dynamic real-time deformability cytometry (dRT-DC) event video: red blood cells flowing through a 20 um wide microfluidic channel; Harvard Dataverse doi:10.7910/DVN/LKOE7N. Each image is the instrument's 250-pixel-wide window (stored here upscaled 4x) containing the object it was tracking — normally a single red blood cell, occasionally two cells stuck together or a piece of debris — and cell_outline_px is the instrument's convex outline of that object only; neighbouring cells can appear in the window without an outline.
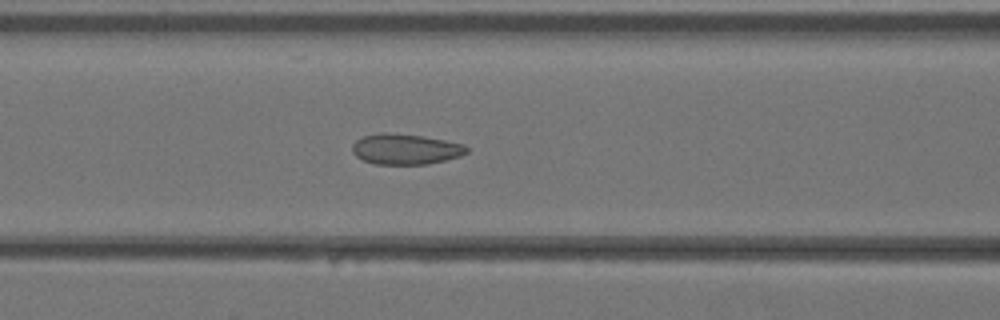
{"species": "Egyptian fruit bat (a non-hibernating species)", "species_latin": "Rousettus aegyptiacus", "temperature_condition": "warm", "stored_images_in_passage": 41, "camera_frame_rate_fps": 3000, "um_per_image_px": 0.085, "animal": {"sex": "female"}, "frame": {"image": 1, "passage_image": 17, "time_ms": 5.333, "image_size_px": [1000, 320], "cell_outline_px": [[468, 152], [460, 156], [428, 164], [376, 164], [364, 160], [356, 156], [352, 152], [352, 144], [356, 140], [364, 136], [380, 132], [388, 132], [424, 136], [464, 144], [468, 148]], "centroid_in_image_um": [34.46, 12.67], "position_along_channel_um": 132.1, "area_um2": 20.4}}
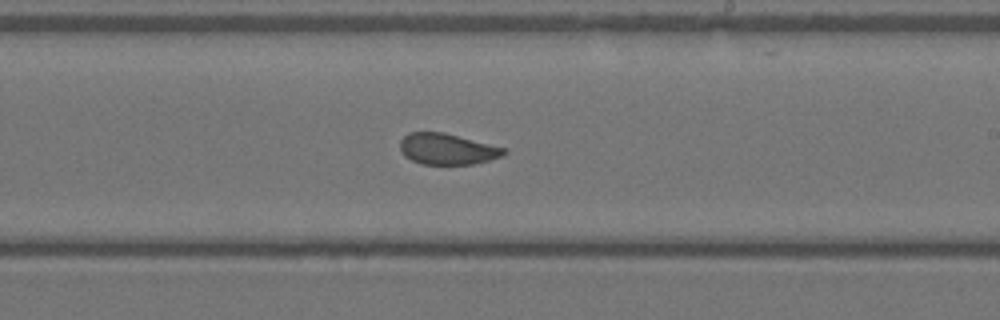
{"frame": {"image": 2, "passage_image": 24, "time_ms": 7.667, "image_size_px": [1000, 320], "cell_outline_px": [[508, 152], [504, 156], [472, 164], [420, 164], [404, 156], [400, 148], [400, 140], [408, 132], [444, 132], [504, 148]], "centroid_in_image_um": [37.99, 12.66], "position_along_channel_um": 251.0, "area_um2": 18.73}}
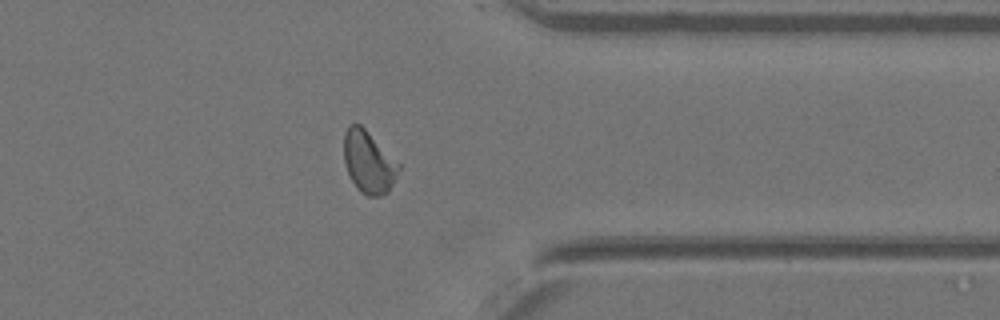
{"frame": {"image": 3, "passage_image": 32, "time_ms": 10.333, "image_size_px": [1000, 320], "cell_outline_px": [[400, 168], [388, 192], [380, 196], [368, 196], [360, 192], [356, 188], [348, 172], [344, 160], [344, 132], [348, 124], [360, 124], [400, 164]], "centroid_in_image_um": [31.32, 13.78], "position_along_channel_um": 380.1, "area_um2": 19.65}}